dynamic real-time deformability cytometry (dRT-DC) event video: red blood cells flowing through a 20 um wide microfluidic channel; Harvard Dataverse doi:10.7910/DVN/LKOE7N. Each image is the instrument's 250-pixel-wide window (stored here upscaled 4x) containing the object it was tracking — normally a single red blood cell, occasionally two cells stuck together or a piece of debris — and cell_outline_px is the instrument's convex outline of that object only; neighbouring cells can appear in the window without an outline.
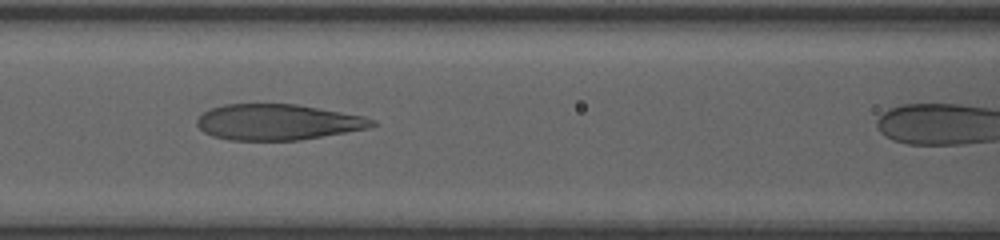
{"species": "human", "species_latin": "Homo sapiens", "temperature_condition": "room temperature", "stored_images_in_passage": 54, "camera_frame_rate_fps": 3000, "um_per_image_px": 0.085, "donor": {"sex": "female"}, "frame": {"image": 1, "passage_image": 28, "time_ms": 5.333, "image_size_px": [1000, 240], "cell_outline_px": [[376, 124], [368, 128], [300, 140], [232, 140], [212, 136], [204, 132], [196, 124], [196, 120], [204, 112], [212, 108], [224, 104], [296, 104], [364, 116], [376, 120]], "centroid_in_image_um": [23.6, 10.38], "position_along_channel_um": 143.0, "area_um2": 36.36}}
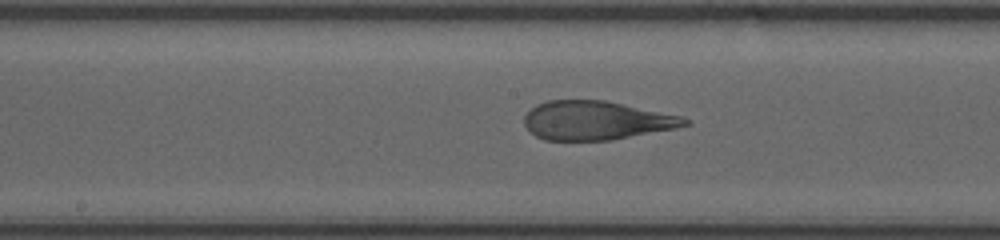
{"frame": {"image": 2, "passage_image": 35, "time_ms": 6.667, "image_size_px": [1000, 240], "cell_outline_px": [[692, 124], [612, 140], [544, 140], [536, 136], [524, 124], [524, 116], [536, 104], [548, 100], [604, 100], [680, 116], [688, 120]], "centroid_in_image_um": [50.63, 10.24], "position_along_channel_um": 197.6, "area_um2": 35.84}}
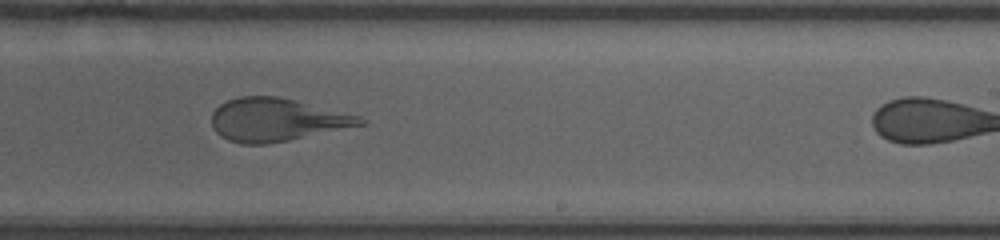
{"frame": {"image": 3, "passage_image": 43, "time_ms": 8.333, "image_size_px": [1000, 240], "cell_outline_px": [[368, 124], [268, 144], [240, 144], [228, 140], [220, 136], [212, 128], [212, 112], [220, 104], [228, 100], [240, 96], [276, 96], [360, 116], [368, 120]], "centroid_in_image_um": [23.5, 10.19], "position_along_channel_um": 265.5, "area_um2": 37.11}}